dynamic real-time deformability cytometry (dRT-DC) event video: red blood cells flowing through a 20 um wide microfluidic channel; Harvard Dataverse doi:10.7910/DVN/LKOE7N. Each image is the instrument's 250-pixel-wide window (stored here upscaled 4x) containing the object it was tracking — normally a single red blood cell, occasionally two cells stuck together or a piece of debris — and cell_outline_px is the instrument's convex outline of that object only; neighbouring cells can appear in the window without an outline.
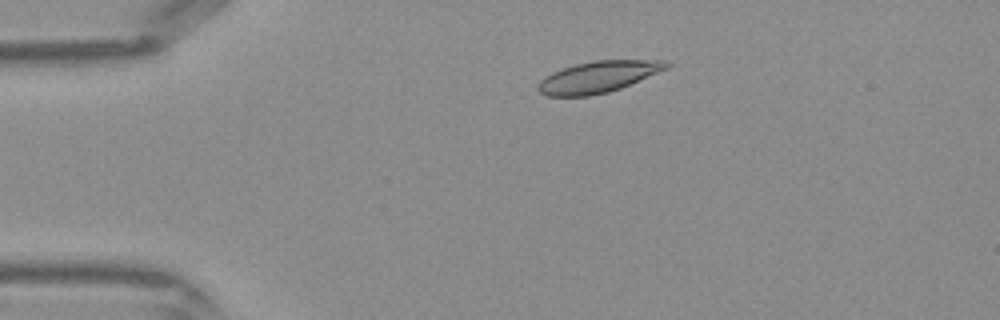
{"species": "Egyptian fruit bat (a non-hibernating species)", "species_latin": "Rousettus aegyptiacus", "temperature_condition": "warm", "stored_images_in_passage": 37, "camera_frame_rate_fps": 3000, "um_per_image_px": 0.085, "frame": {"image": 1, "passage_image": 3, "time_ms": 0.667, "image_size_px": [1000, 320], "cell_outline_px": [[672, 64], [668, 68], [620, 88], [608, 92], [588, 96], [548, 96], [540, 92], [536, 88], [540, 80], [544, 76], [552, 72], [576, 64], [596, 60], [668, 60]], "centroid_in_image_um": [50.84, 6.53], "position_along_channel_um": 34.2, "area_um2": 23.41}}
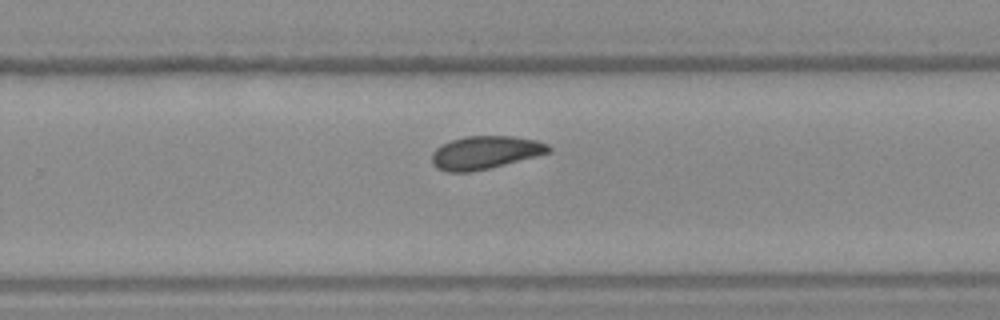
{"frame": {"image": 2, "passage_image": 22, "time_ms": 7.0, "image_size_px": [1000, 320], "cell_outline_px": [[552, 152], [488, 168], [468, 172], [448, 172], [436, 168], [432, 164], [432, 152], [440, 144], [464, 136], [512, 136], [536, 140], [548, 144], [552, 148]], "centroid_in_image_um": [41.22, 12.95], "position_along_channel_um": 288.6, "area_um2": 22.48}}
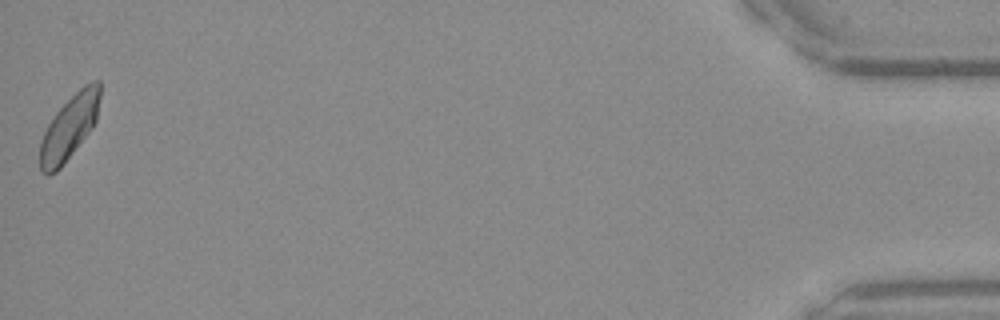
{"frame": {"image": 3, "passage_image": 37, "time_ms": 12.0, "image_size_px": [1000, 320], "cell_outline_px": [[100, 96], [96, 120], [92, 128], [60, 168], [56, 172], [48, 176], [40, 172], [40, 140], [48, 124], [56, 112], [84, 84], [92, 80], [100, 80]], "centroid_in_image_um": [5.88, 10.83], "position_along_channel_um": 429.3, "area_um2": 22.31}}